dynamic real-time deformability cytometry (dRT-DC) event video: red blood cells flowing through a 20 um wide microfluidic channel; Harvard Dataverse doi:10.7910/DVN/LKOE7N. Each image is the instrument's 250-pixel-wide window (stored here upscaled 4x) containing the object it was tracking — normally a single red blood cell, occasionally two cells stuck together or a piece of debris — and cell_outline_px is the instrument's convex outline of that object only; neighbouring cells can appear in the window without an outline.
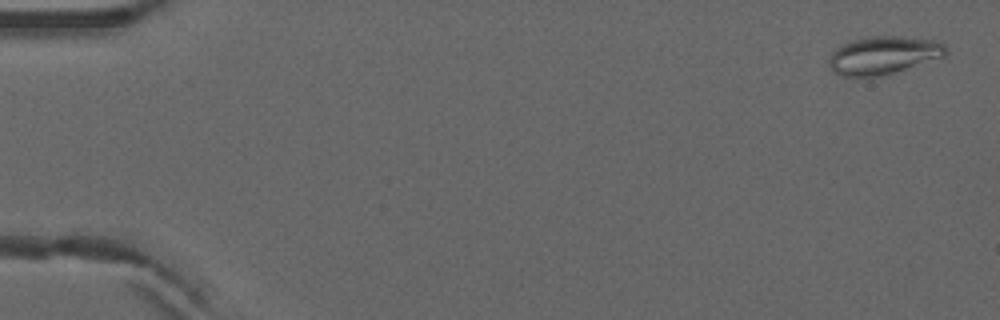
{"species": "common noctule bat (a hibernating species)", "species_latin": "Nyctalus noctula", "temperature_condition": "warm", "stored_images_in_passage": 5, "camera_frame_rate_fps": 3000, "um_per_image_px": 0.085, "animal": {"sex": "male", "forearm_length_mm": 52.5}, "frame": {"image": 1, "passage_image": 1, "time_ms": 0.0, "image_size_px": [1000, 320], "cell_outline_px": [[948, 52], [944, 56], [880, 76], [840, 76], [832, 72], [828, 64], [828, 60], [832, 52], [836, 48], [852, 40], [868, 36], [896, 36], [940, 40], [944, 44]], "centroid_in_image_um": [75.06, 4.68], "position_along_channel_um": 9.9, "area_um2": 25.78}}